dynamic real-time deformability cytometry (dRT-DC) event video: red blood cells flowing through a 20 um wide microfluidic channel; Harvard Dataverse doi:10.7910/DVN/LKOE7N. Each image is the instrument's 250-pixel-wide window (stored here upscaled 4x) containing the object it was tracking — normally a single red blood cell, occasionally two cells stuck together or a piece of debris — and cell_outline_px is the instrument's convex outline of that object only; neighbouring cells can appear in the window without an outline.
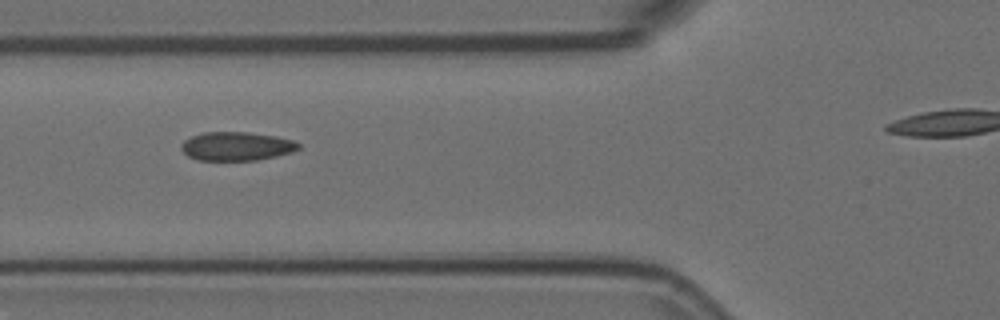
{"species": "Egyptian fruit bat (a non-hibernating species)", "species_latin": "Rousettus aegyptiacus", "temperature_condition": "room temperature", "stored_images_in_passage": 10, "camera_frame_rate_fps": 3000, "um_per_image_px": 0.085, "animal": {"sex": "female"}, "frame": {"image": 1, "passage_image": 5, "time_ms": 1.333, "image_size_px": [1000, 320], "cell_outline_px": [[300, 148], [292, 152], [276, 156], [256, 160], [196, 160], [188, 156], [180, 148], [180, 144], [184, 140], [192, 136], [204, 132], [248, 132], [276, 136], [292, 140], [300, 144]], "centroid_in_image_um": [20.09, 12.43], "position_along_channel_um": 105.7, "area_um2": 19.65}}
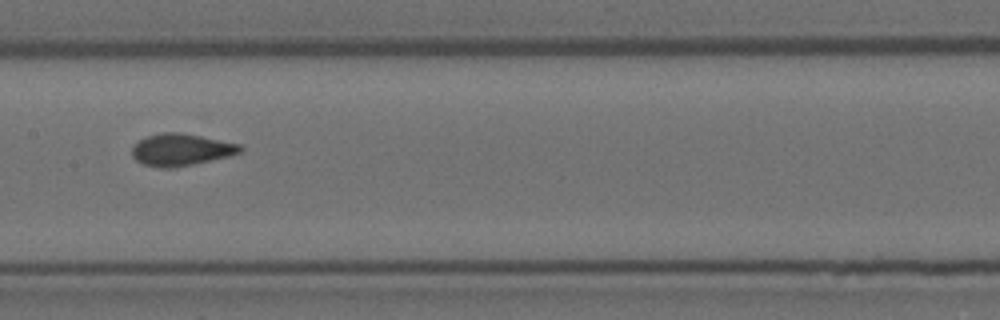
{"frame": {"image": 2, "passage_image": 7, "time_ms": 2.0, "image_size_px": [1000, 320], "cell_outline_px": [[244, 148], [240, 152], [228, 156], [192, 164], [172, 168], [160, 168], [144, 164], [136, 160], [132, 156], [132, 148], [140, 140], [148, 136], [164, 132], [180, 132], [240, 144]], "centroid_in_image_um": [15.38, 12.72], "position_along_channel_um": 192.0, "area_um2": 19.88}}
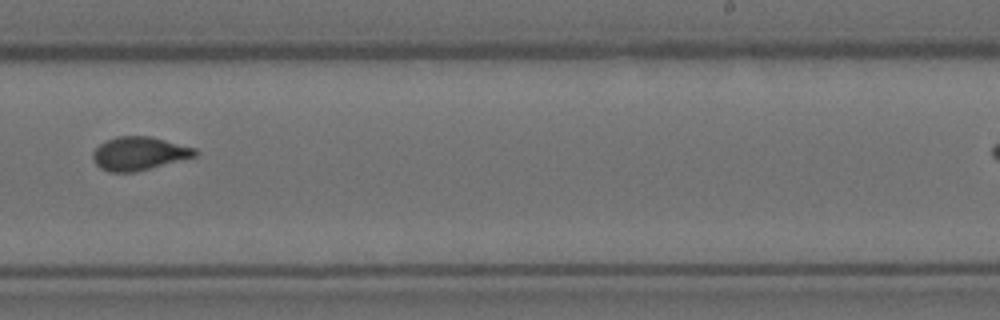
{"frame": {"image": 3, "passage_image": 9, "time_ms": 2.667, "image_size_px": [1000, 320], "cell_outline_px": [[200, 152], [196, 156], [132, 172], [108, 172], [100, 168], [96, 164], [92, 156], [92, 152], [100, 144], [108, 140], [120, 136], [152, 136], [196, 148]], "centroid_in_image_um": [11.83, 13.03], "position_along_channel_um": 277.2, "area_um2": 19.71}}